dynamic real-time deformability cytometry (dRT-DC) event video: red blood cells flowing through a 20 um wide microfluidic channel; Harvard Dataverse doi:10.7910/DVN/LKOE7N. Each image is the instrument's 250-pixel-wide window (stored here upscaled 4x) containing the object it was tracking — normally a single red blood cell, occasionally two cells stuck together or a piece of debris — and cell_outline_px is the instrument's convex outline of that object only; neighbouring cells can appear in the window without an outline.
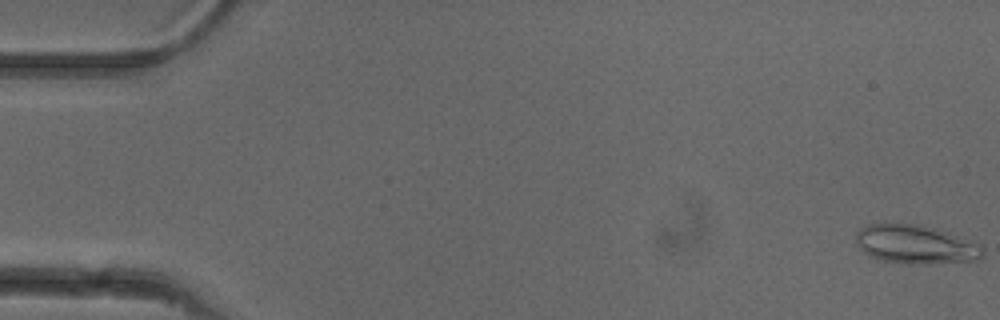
{"species": "common noctule bat (a hibernating species)", "species_latin": "Nyctalus noctula", "temperature_condition": "cold", "stored_images_in_passage": 52, "camera_frame_rate_fps": 3000, "um_per_image_px": 0.085, "animal": {"sex": "female"}, "frame": {"image": 1, "passage_image": 1, "time_ms": 0.0, "image_size_px": [1000, 320], "cell_outline_px": [[984, 256], [980, 260], [928, 264], [900, 264], [884, 260], [872, 256], [864, 252], [856, 244], [856, 232], [860, 228], [868, 224], [880, 220], [920, 224], [980, 244], [984, 248]], "centroid_in_image_um": [77.78, 20.75], "position_along_channel_um": 7.2, "area_um2": 29.3}}
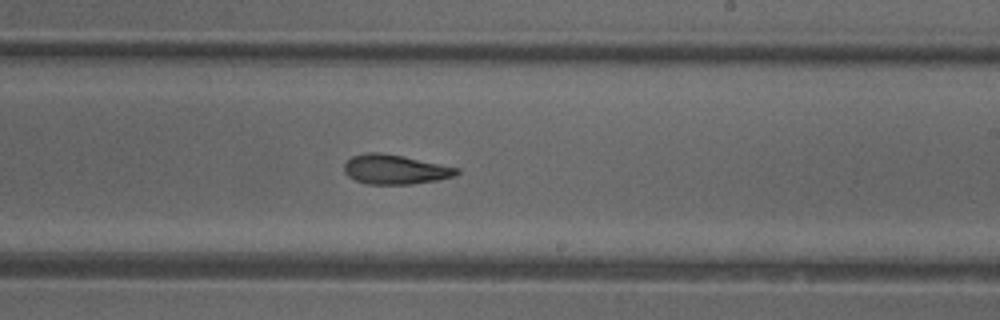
{"frame": {"image": 2, "passage_image": 31, "time_ms": 10.0, "image_size_px": [1000, 320], "cell_outline_px": [[460, 172], [456, 176], [436, 180], [412, 184], [368, 184], [356, 180], [348, 176], [344, 172], [344, 164], [352, 156], [368, 152], [380, 152], [460, 168]], "centroid_in_image_um": [33.58, 14.41], "position_along_channel_um": 255.4, "area_um2": 19.19}}
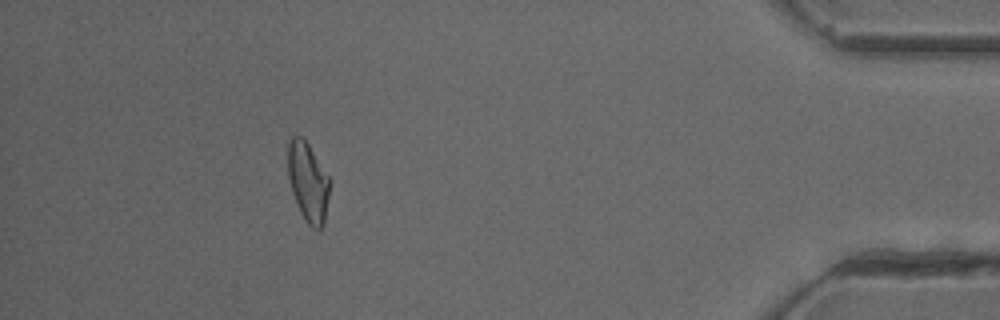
{"frame": {"image": 3, "passage_image": 47, "time_ms": 15.333, "image_size_px": [1000, 320], "cell_outline_px": [[328, 196], [324, 224], [320, 228], [312, 228], [308, 224], [300, 212], [292, 192], [288, 176], [288, 144], [292, 136], [300, 136], [308, 144], [328, 176]], "centroid_in_image_um": [26.15, 15.48], "position_along_channel_um": 409.0, "area_um2": 18.79}, "authors_computed_cell_mechanics": {"area_um2": 19.9988, "velocity_mm_per_s": 3.9743, "shape_relaxation_time_tau1_ms": 8.7891, "shape_relaxation_time_tau2_ms": 5.8329, "deformation_change_tau1": 0.1945, "deformation_change_tau2": 0.1547}}